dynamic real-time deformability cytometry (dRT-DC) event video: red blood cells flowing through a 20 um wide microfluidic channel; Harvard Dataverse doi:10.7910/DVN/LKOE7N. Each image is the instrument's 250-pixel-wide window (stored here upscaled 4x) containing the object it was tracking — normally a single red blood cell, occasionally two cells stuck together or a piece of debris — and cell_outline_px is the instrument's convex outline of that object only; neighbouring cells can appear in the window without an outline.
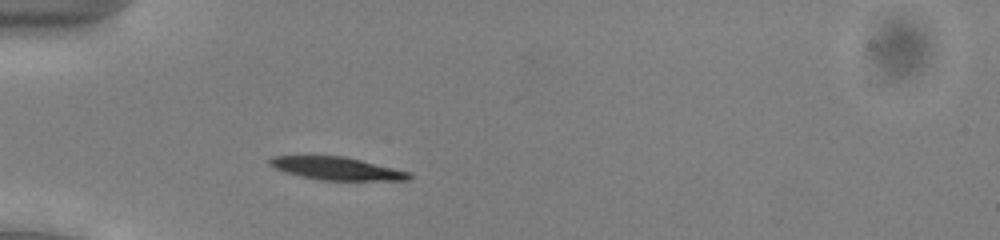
{"species": "common noctule bat (a hibernating species)", "species_latin": "Nyctalus noctula", "temperature_condition": "cold", "stored_images_in_passage": 43, "camera_frame_rate_fps": 3000, "um_per_image_px": 0.085, "animal": {"sex": "male", "body_mass_g": 13.0, "forearm_length_mm": 53.1}, "frame": {"image": 1, "passage_image": 7, "time_ms": 2.0, "image_size_px": [1000, 240], "cell_outline_px": [[412, 176], [408, 180], [324, 180], [300, 176], [284, 172], [268, 164], [268, 160], [272, 156], [344, 156], [412, 172]], "centroid_in_image_um": [28.63, 14.32], "position_along_channel_um": 56.4, "area_um2": 18.5}}
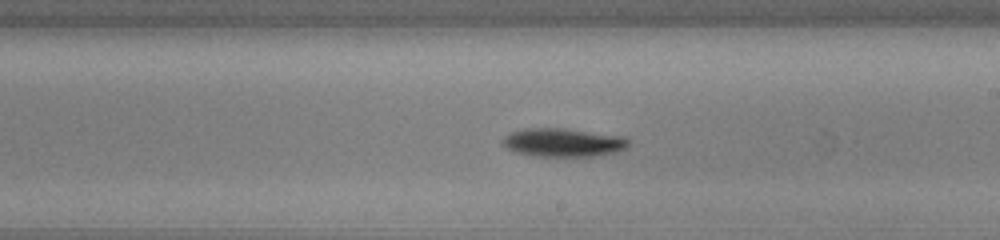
{"frame": {"image": 2, "passage_image": 22, "time_ms": 7.0, "image_size_px": [1000, 240], "cell_outline_px": [[632, 140], [624, 148], [616, 152], [592, 156], [536, 156], [516, 152], [500, 144], [500, 140], [504, 136], [512, 132], [528, 128], [564, 128], [624, 136]], "centroid_in_image_um": [47.86, 12.1], "position_along_channel_um": 241.1, "area_um2": 20.92}}
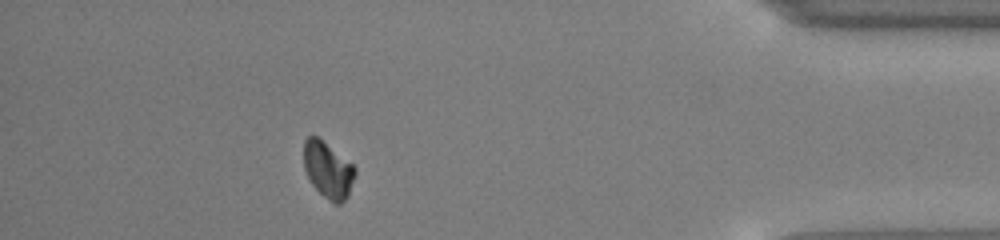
{"frame": {"image": 3, "passage_image": 38, "time_ms": 12.333, "image_size_px": [1000, 240], "cell_outline_px": [[356, 172], [348, 196], [340, 204], [332, 204], [312, 184], [304, 168], [304, 140], [308, 136], [316, 136], [352, 164], [356, 168]], "centroid_in_image_um": [27.88, 14.47], "position_along_channel_um": 407.3, "area_um2": 16.53}, "authors_computed_cell_mechanics": {"area_um2": 19.074, "velocity_mm_per_s": 3.9307, "shape_relaxation_time_tau1_ms": 1.7536, "shape_relaxation_time_tau2_ms": null, "deformation_change_tau1": 0.0813, "deformation_change_tau2": null}}